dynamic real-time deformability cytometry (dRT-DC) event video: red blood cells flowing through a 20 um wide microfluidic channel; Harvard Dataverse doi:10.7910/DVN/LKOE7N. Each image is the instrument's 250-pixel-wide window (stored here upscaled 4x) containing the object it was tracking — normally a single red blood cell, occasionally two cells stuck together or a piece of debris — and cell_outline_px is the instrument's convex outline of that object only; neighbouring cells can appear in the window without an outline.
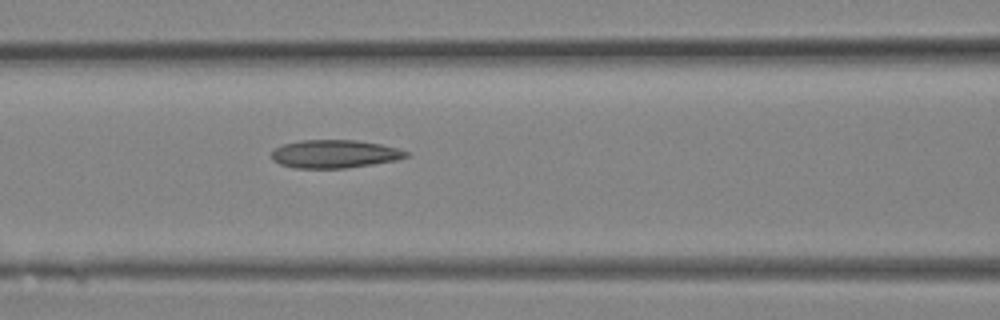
{"species": "Egyptian fruit bat (a non-hibernating species)", "species_latin": "Rousettus aegyptiacus", "temperature_condition": "room temperature", "stored_images_in_passage": 12, "camera_frame_rate_fps": 3000, "um_per_image_px": 0.085, "animal": {"sex": "female"}, "frame": {"image": 1, "passage_image": 12, "time_ms": 3.667, "image_size_px": [1000, 320], "cell_outline_px": [[412, 156], [396, 160], [372, 164], [344, 168], [296, 168], [280, 164], [272, 160], [272, 152], [276, 148], [284, 144], [300, 140], [356, 140], [380, 144], [396, 148], [408, 152]], "centroid_in_image_um": [28.46, 13.08], "position_along_channel_um": 138.1, "area_um2": 21.96}}